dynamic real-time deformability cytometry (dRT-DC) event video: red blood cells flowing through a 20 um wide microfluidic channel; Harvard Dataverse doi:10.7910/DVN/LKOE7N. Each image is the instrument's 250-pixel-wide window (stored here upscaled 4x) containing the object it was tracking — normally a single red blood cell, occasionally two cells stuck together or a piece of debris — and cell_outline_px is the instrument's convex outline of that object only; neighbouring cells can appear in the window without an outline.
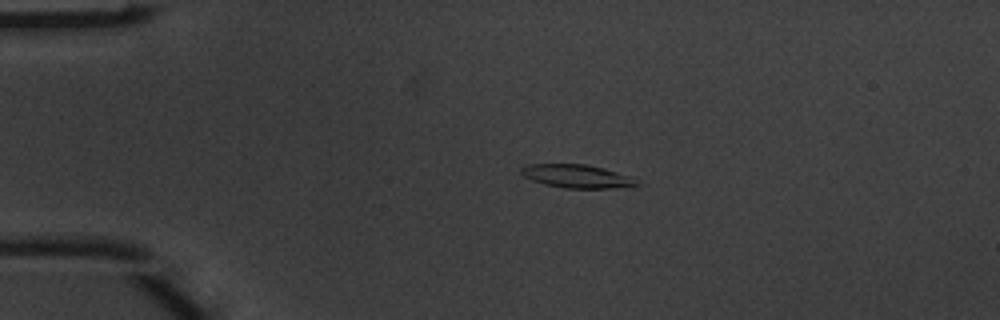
{"species": "common noctule bat (a hibernating species)", "species_latin": "Nyctalus noctula", "temperature_condition": "warm", "stored_images_in_passage": 5, "camera_frame_rate_fps": 3000, "um_per_image_px": 0.085, "animal": {"sex": "male", "body_mass_g": 20.1, "forearm_length_mm": 53.5}, "frame": {"image": 1, "passage_image": 3, "time_ms": 0.667, "image_size_px": [1000, 320], "cell_outline_px": [[640, 184], [636, 188], [564, 188], [544, 184], [532, 180], [524, 176], [520, 172], [520, 168], [528, 164], [588, 164], [604, 168], [632, 176]], "centroid_in_image_um": [49.12, 14.99], "position_along_channel_um": 35.9, "area_um2": 16.07}}